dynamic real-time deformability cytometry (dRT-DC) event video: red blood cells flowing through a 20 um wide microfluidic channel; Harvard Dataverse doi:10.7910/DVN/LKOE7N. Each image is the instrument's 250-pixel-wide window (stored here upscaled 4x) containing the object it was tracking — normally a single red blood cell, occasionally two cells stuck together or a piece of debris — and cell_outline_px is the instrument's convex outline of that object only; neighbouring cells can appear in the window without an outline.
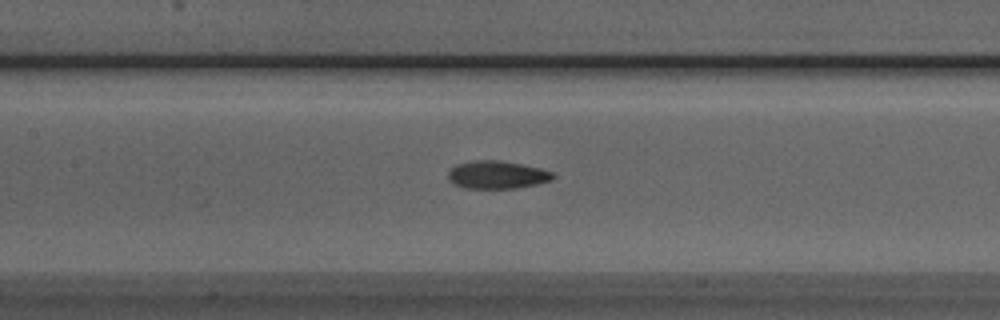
{"species": "Egyptian fruit bat (a non-hibernating species)", "species_latin": "Rousettus aegyptiacus", "temperature_condition": "room temperature", "stored_images_in_passage": 29, "camera_frame_rate_fps": 3000, "um_per_image_px": 0.085, "animal": {"sex": "male"}, "frame": {"image": 1, "passage_image": 11, "time_ms": 3.333, "image_size_px": [1000, 320], "cell_outline_px": [[556, 176], [552, 180], [536, 184], [516, 188], [464, 188], [452, 184], [448, 180], [448, 172], [456, 164], [472, 160], [500, 160], [540, 168], [552, 172]], "centroid_in_image_um": [42.22, 14.86], "position_along_channel_um": 165.2, "area_um2": 17.11}}
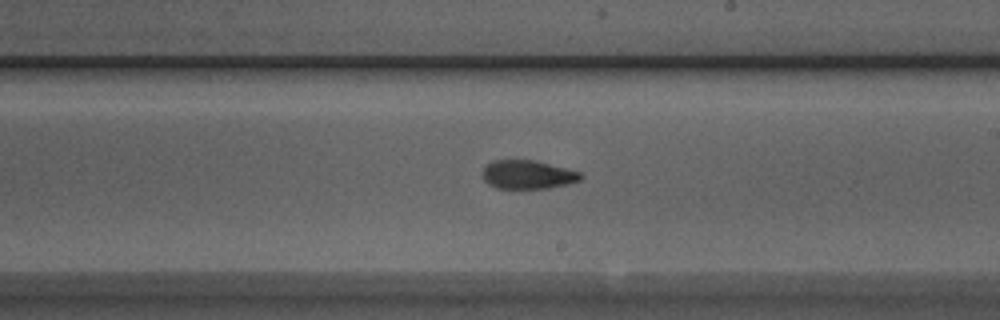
{"frame": {"image": 2, "passage_image": 17, "time_ms": 5.333, "image_size_px": [1000, 320], "cell_outline_px": [[584, 176], [580, 180], [568, 184], [548, 188], [496, 188], [488, 184], [480, 176], [484, 168], [492, 160], [532, 160], [580, 172]], "centroid_in_image_um": [44.82, 14.85], "position_along_channel_um": 244.2, "area_um2": 16.3}}
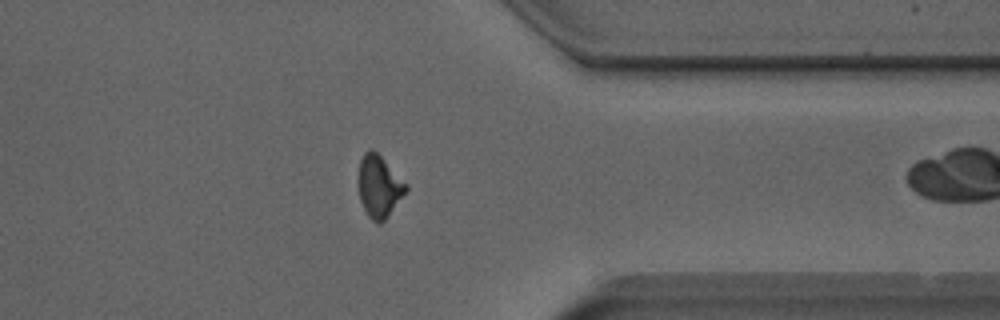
{"frame": {"image": 3, "passage_image": 28, "time_ms": 9.0, "image_size_px": [1000, 320], "cell_outline_px": [[408, 188], [388, 216], [380, 224], [376, 224], [368, 216], [360, 200], [360, 160], [364, 152], [368, 148], [372, 148], [408, 184]], "centroid_in_image_um": [32.24, 15.85], "position_along_channel_um": 379.2, "area_um2": 16.82}}